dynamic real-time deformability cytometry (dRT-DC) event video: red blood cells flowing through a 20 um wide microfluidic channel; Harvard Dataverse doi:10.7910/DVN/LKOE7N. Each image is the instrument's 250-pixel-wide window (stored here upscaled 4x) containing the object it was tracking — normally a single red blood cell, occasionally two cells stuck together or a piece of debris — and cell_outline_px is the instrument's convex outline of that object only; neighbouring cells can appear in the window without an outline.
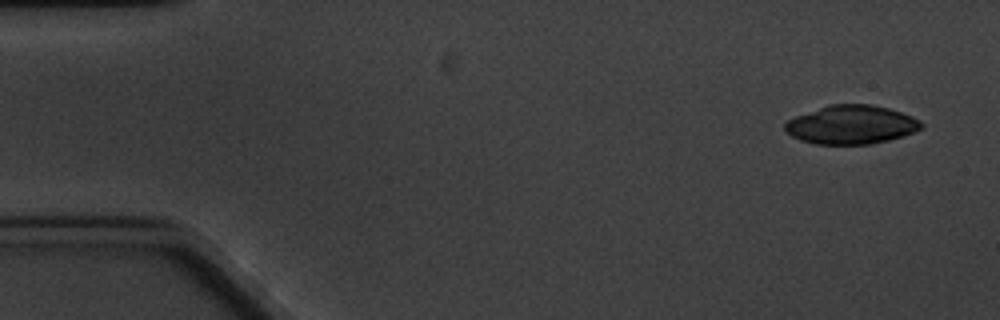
{"species": "common noctule bat (a hibernating species)", "species_latin": "Nyctalus noctula", "temperature_condition": "cold", "stored_images_in_passage": 4, "camera_frame_rate_fps": 3000, "um_per_image_px": 0.085, "animal": {"sex": "male", "body_mass_g": 20.1, "forearm_length_mm": 53.5}, "frame": {"image": 1, "passage_image": 1, "time_ms": 0.0, "image_size_px": [1000, 320], "cell_outline_px": [[924, 128], [888, 140], [868, 144], [816, 144], [800, 140], [784, 132], [784, 124], [788, 120], [796, 116], [828, 104], [872, 104], [888, 108], [912, 116], [920, 120], [924, 124]], "centroid_in_image_um": [72.34, 10.59], "position_along_channel_um": 12.7, "area_um2": 30.75}}